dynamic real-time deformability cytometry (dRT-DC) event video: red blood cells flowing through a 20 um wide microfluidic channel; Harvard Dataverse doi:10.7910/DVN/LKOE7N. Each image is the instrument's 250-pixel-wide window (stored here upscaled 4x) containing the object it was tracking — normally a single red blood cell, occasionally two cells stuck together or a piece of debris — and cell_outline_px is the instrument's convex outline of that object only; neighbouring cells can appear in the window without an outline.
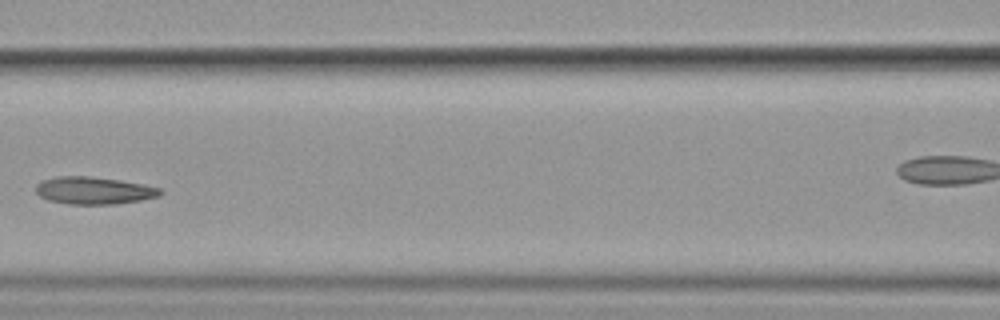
{"species": "common noctule bat (a hibernating species)", "species_latin": "Nyctalus noctula", "temperature_condition": "cold", "stored_images_in_passage": 9, "camera_frame_rate_fps": 3000, "um_per_image_px": 0.085, "animal": {"sex": "female", "body_mass_g": 19.9}, "frame": {"image": 1, "passage_image": 7, "time_ms": 7.0, "image_size_px": [1000, 320], "cell_outline_px": [[164, 192], [160, 196], [140, 200], [116, 204], [68, 204], [48, 200], [40, 196], [36, 192], [36, 184], [44, 180], [56, 176], [92, 176], [120, 180], [144, 184], [160, 188]], "centroid_in_image_um": [8.0, 16.19], "position_along_channel_um": 158.6, "area_um2": 19.94}}
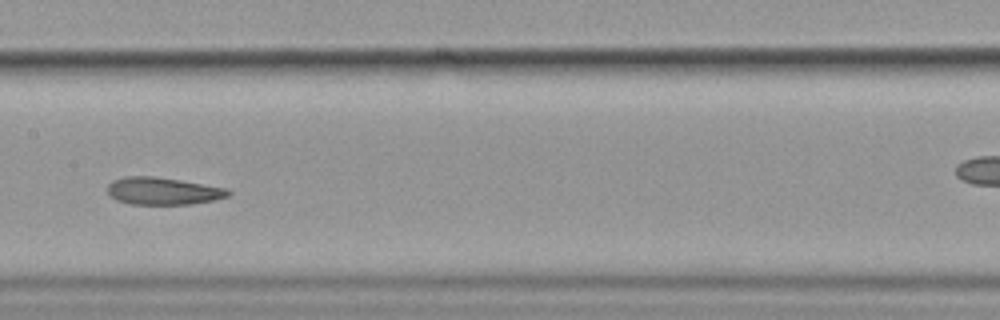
{"frame": {"image": 2, "passage_image": 8, "time_ms": 8.0, "image_size_px": [1000, 320], "cell_outline_px": [[232, 192], [228, 196], [216, 200], [188, 204], [128, 204], [116, 200], [108, 192], [108, 184], [112, 180], [124, 176], [152, 176], [180, 180], [228, 188]], "centroid_in_image_um": [13.86, 16.23], "position_along_channel_um": 193.5, "area_um2": 19.31}}